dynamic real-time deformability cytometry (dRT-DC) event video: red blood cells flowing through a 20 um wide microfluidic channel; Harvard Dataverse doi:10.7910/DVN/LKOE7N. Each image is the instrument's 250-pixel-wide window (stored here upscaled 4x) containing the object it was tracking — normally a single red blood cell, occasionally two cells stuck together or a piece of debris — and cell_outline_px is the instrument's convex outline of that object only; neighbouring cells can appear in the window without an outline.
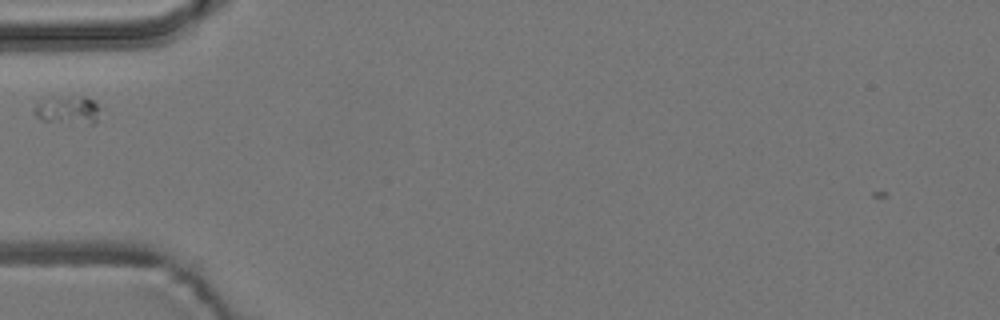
{"species": "common noctule bat (a hibernating species)", "species_latin": "Nyctalus noctula", "temperature_condition": "room temperature", "stored_images_in_passage": 40, "camera_frame_rate_fps": 3000, "um_per_image_px": 0.085, "animal": {"sex": "male", "body_mass_g": 19.2, "forearm_length_mm": 51.8}, "frame": {"image": 1, "passage_image": 2, "time_ms": 0.333, "image_size_px": [1000, 320], "cell_outline_px": [[100, 108], [96, 120], [92, 124], [88, 124], [40, 120], [32, 112], [44, 100], [52, 96], [84, 96], [92, 100]], "centroid_in_image_um": [5.78, 9.34], "position_along_channel_um": 79.2, "area_um2": 10.69}}
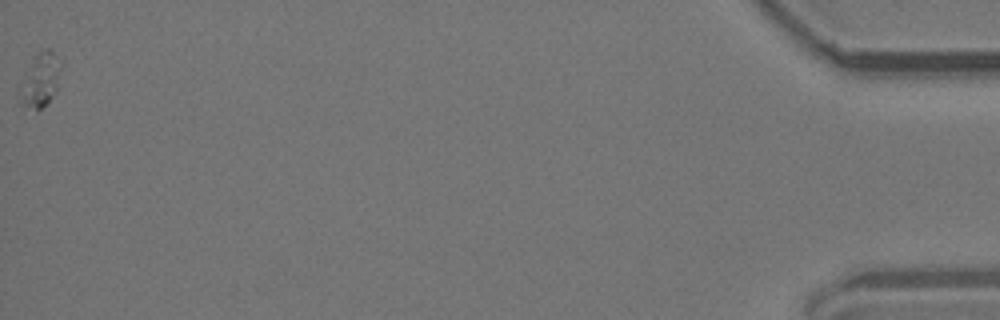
{"frame": {"image": 2, "passage_image": 40, "time_ms": 13.0, "image_size_px": [1000, 320], "cell_outline_px": [[60, 68], [56, 92], [36, 112], [24, 104], [20, 100], [20, 92], [36, 52], [44, 48], [52, 48], [60, 64]], "centroid_in_image_um": [3.47, 6.76], "position_along_channel_um": 431.7, "area_um2": 12.14}}